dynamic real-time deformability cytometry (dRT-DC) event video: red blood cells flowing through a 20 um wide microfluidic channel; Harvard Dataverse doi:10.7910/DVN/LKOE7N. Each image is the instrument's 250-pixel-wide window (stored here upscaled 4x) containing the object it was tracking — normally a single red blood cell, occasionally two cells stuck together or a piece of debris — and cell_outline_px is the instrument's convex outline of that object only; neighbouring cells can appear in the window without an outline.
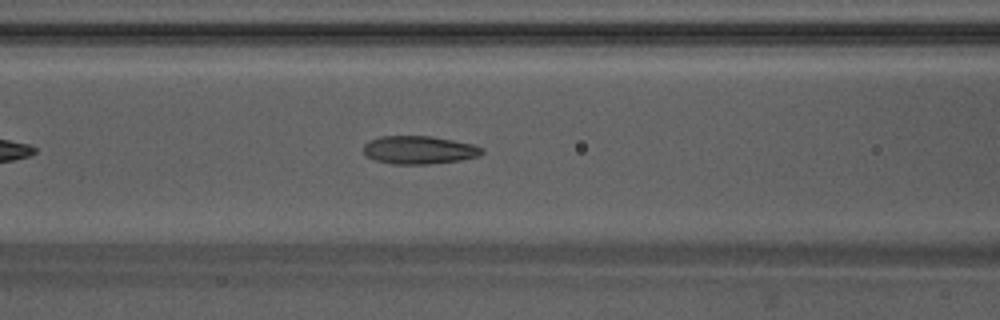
{"species": "Egyptian fruit bat (a non-hibernating species)", "species_latin": "Rousettus aegyptiacus", "temperature_condition": "warm", "stored_images_in_passage": 41, "camera_frame_rate_fps": 3000, "um_per_image_px": 0.085, "animal": {"sex": "male"}, "frame": {"image": 1, "passage_image": 11, "time_ms": 3.333, "image_size_px": [1000, 320], "cell_outline_px": [[484, 152], [480, 156], [460, 160], [428, 164], [392, 164], [376, 160], [368, 156], [364, 152], [364, 144], [368, 140], [380, 136], [432, 136], [472, 144], [480, 148]], "centroid_in_image_um": [35.6, 12.74], "position_along_channel_um": 131.0, "area_um2": 19.31}}
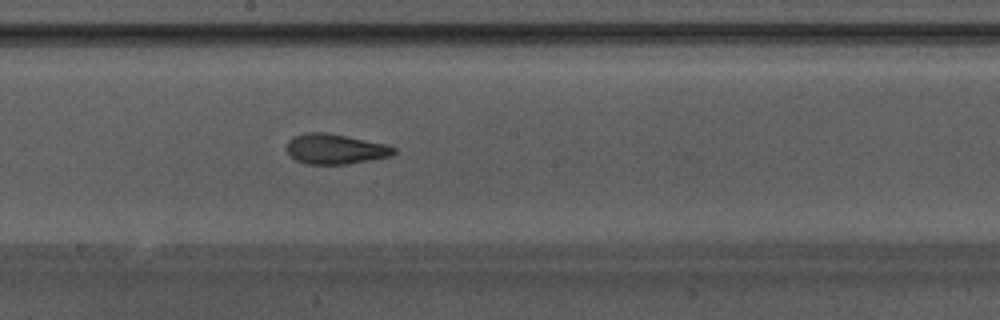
{"frame": {"image": 2, "passage_image": 18, "time_ms": 5.667, "image_size_px": [1000, 320], "cell_outline_px": [[396, 152], [392, 156], [348, 164], [308, 164], [296, 160], [288, 152], [288, 140], [304, 132], [324, 132], [388, 144], [396, 148]], "centroid_in_image_um": [28.54, 12.66], "position_along_channel_um": 219.7, "area_um2": 18.73}}
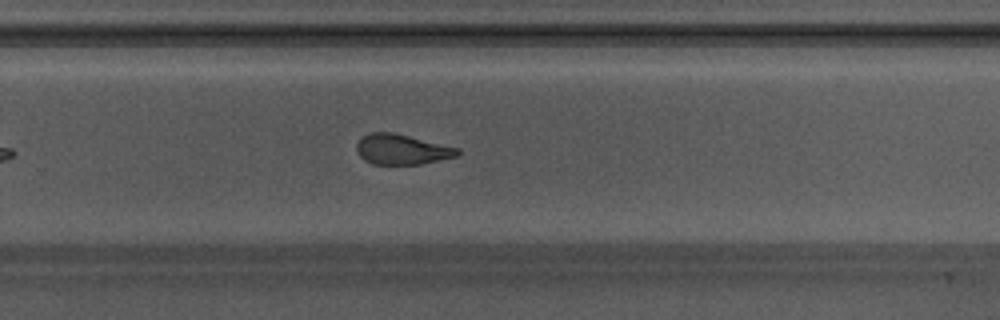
{"frame": {"image": 3, "passage_image": 24, "time_ms": 7.667, "image_size_px": [1000, 320], "cell_outline_px": [[460, 152], [456, 156], [420, 164], [372, 164], [364, 160], [356, 152], [356, 144], [368, 132], [392, 132], [460, 148]], "centroid_in_image_um": [34.13, 12.7], "position_along_channel_um": 295.7, "area_um2": 17.69}, "authors_computed_cell_mechanics": {"area_um2": 19.074, "velocity_mm_per_s": 3.8084, "shape_relaxation_time_tau1_ms": null, "shape_relaxation_time_tau2_ms": 1.9433, "deformation_change_tau1": null, "deformation_change_tau2": 0.0987}}